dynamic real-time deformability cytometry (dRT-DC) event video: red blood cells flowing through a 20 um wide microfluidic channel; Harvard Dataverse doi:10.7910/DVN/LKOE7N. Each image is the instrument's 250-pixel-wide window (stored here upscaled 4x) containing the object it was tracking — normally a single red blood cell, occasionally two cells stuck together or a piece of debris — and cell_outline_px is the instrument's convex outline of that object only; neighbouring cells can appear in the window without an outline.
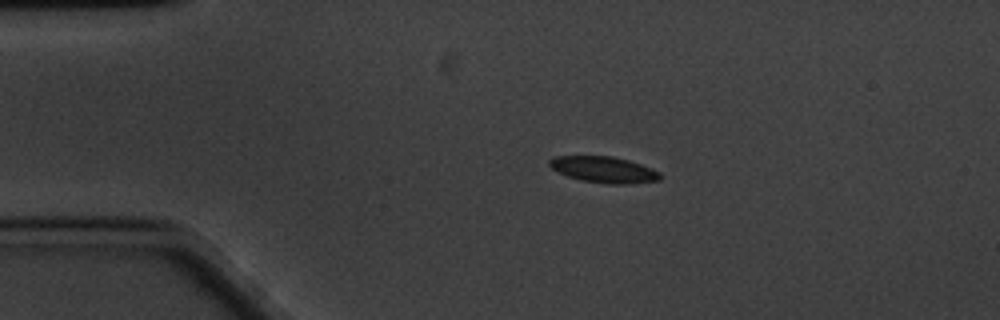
{"species": "common noctule bat (a hibernating species)", "species_latin": "Nyctalus noctula", "temperature_condition": "cold", "stored_images_in_passage": 49, "camera_frame_rate_fps": 3000, "um_per_image_px": 0.085, "animal": {"sex": "male", "body_mass_g": 20.1, "forearm_length_mm": 53.5}, "frame": {"image": 1, "passage_image": 1, "time_ms": 0.0, "image_size_px": [1000, 320], "cell_outline_px": [[660, 180], [628, 184], [608, 184], [580, 180], [568, 176], [552, 168], [548, 164], [548, 160], [556, 156], [612, 156], [628, 160], [640, 164], [660, 172]], "centroid_in_image_um": [51.32, 14.42], "position_along_channel_um": 33.7, "area_um2": 16.76}}
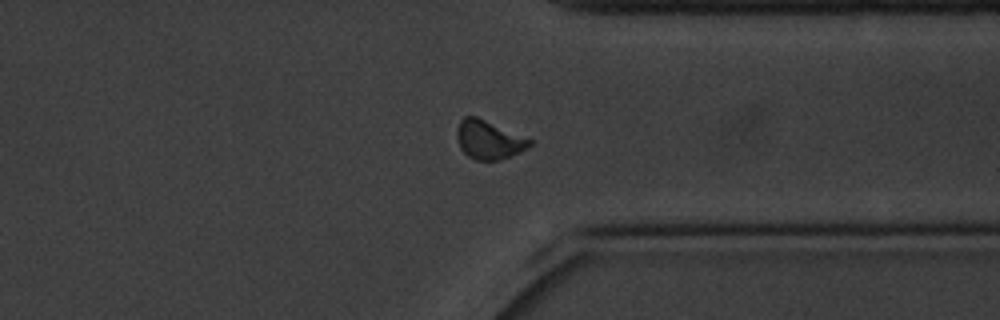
{"frame": {"image": 2, "passage_image": 35, "time_ms": 11.333, "image_size_px": [1000, 320], "cell_outline_px": [[532, 144], [528, 148], [520, 152], [500, 160], [476, 160], [468, 156], [460, 148], [456, 136], [456, 128], [460, 120], [464, 116], [476, 116], [532, 140]], "centroid_in_image_um": [41.52, 11.88], "position_along_channel_um": 369.9, "area_um2": 16.36}}
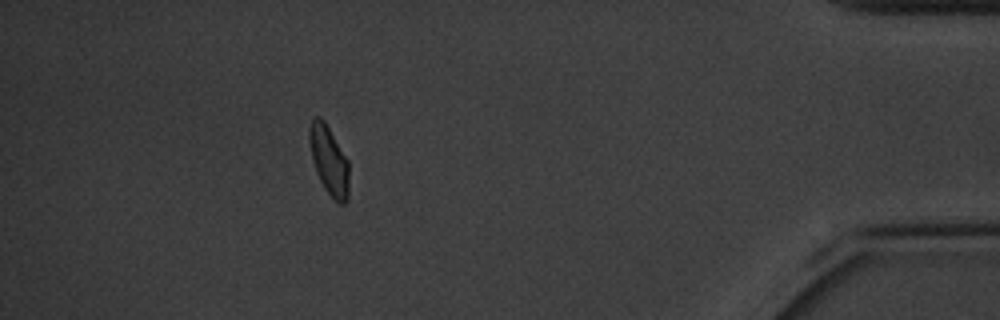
{"frame": {"image": 3, "passage_image": 43, "time_ms": 14.0, "image_size_px": [1000, 320], "cell_outline_px": [[348, 196], [344, 204], [340, 204], [324, 188], [316, 172], [312, 160], [308, 140], [308, 128], [312, 116], [320, 116], [324, 120], [348, 160]], "centroid_in_image_um": [27.93, 13.56], "position_along_channel_um": 407.3, "area_um2": 15.95}, "authors_computed_cell_mechanics": {"area_um2": 16.184, "velocity_mm_per_s": 3.3104, "shape_relaxation_time_tau1_ms": 2.6442, "shape_relaxation_time_tau2_ms": 1.7805, "deformation_change_tau1": 0.0864, "deformation_change_tau2": 0.0449}}